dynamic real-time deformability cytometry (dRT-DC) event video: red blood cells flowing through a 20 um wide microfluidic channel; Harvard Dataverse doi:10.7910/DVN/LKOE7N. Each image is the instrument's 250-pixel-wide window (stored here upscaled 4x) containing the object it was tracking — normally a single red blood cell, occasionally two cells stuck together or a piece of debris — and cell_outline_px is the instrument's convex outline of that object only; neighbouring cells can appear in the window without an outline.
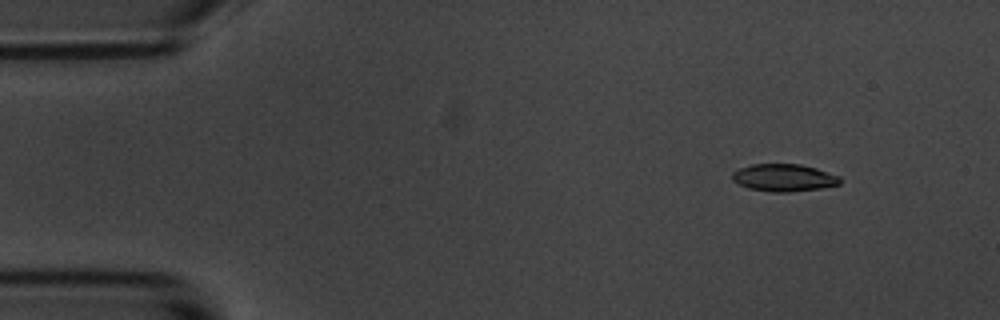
{"species": "common noctule bat (a hibernating species)", "species_latin": "Nyctalus noctula", "temperature_condition": "room temperature", "stored_images_in_passage": 5, "camera_frame_rate_fps": 3000, "um_per_image_px": 0.085, "animal": {"sex": "male", "body_mass_g": 20.1, "forearm_length_mm": 53.5}, "frame": {"image": 1, "passage_image": 1, "time_ms": 0.0, "image_size_px": [1000, 320], "cell_outline_px": [[840, 184], [820, 188], [788, 192], [772, 192], [748, 188], [732, 180], [732, 172], [740, 168], [752, 164], [800, 164], [816, 168], [840, 176]], "centroid_in_image_um": [66.62, 15.1], "position_along_channel_um": 18.4, "area_um2": 17.11}}
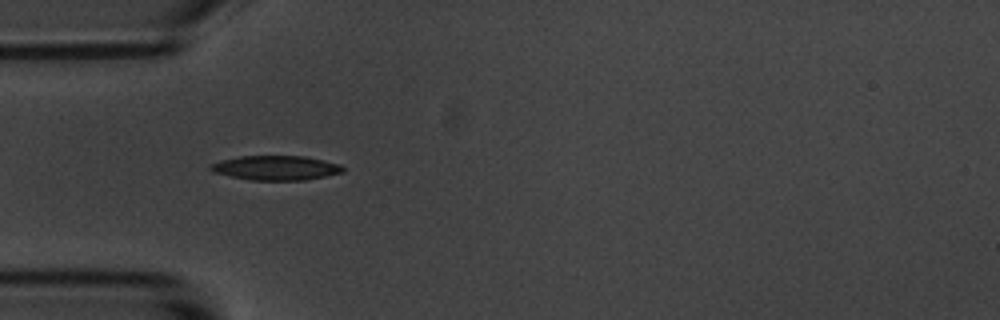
{"frame": {"image": 2, "passage_image": 4, "time_ms": 3.667, "image_size_px": [1000, 320], "cell_outline_px": [[344, 172], [304, 180], [252, 180], [212, 172], [208, 168], [212, 164], [220, 160], [240, 156], [304, 156], [324, 160], [340, 164], [344, 168]], "centroid_in_image_um": [23.45, 14.26], "position_along_channel_um": 61.5, "area_um2": 18.79}}